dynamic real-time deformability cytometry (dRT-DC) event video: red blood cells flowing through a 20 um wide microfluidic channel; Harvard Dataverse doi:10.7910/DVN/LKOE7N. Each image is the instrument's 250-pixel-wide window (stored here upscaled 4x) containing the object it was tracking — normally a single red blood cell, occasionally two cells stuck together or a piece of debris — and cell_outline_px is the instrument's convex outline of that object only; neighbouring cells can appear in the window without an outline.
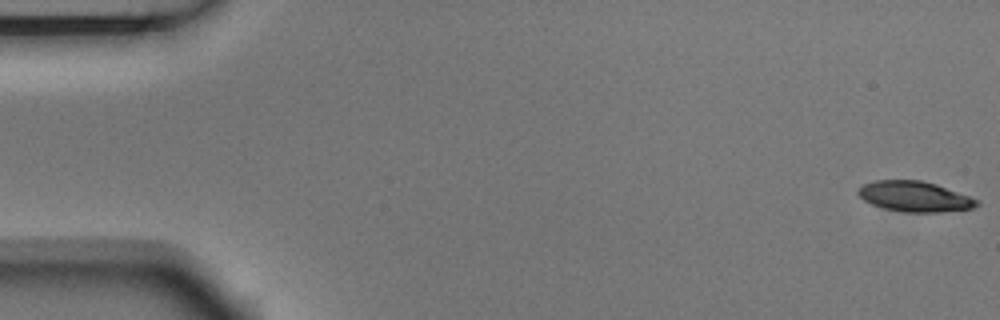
{"species": "Egyptian fruit bat (a non-hibernating species)", "species_latin": "Rousettus aegyptiacus", "temperature_condition": "room temperature", "stored_images_in_passage": 5, "camera_frame_rate_fps": 3000, "um_per_image_px": 0.085, "animal": {"sex": "male"}, "frame": {"image": 1, "passage_image": 1, "time_ms": 0.0, "image_size_px": [1000, 320], "cell_outline_px": [[980, 204], [972, 208], [940, 212], [904, 212], [884, 208], [872, 204], [864, 200], [856, 192], [864, 184], [876, 180], [920, 180], [936, 184], [980, 200]], "centroid_in_image_um": [77.76, 16.7], "position_along_channel_um": 7.2, "area_um2": 20.87}}
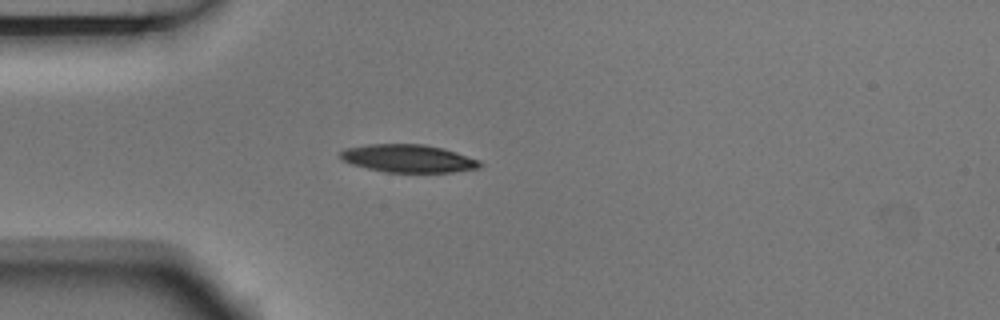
{"frame": {"image": 2, "passage_image": 5, "time_ms": 1.333, "image_size_px": [1000, 320], "cell_outline_px": [[484, 164], [480, 168], [452, 172], [384, 172], [352, 164], [344, 160], [340, 156], [340, 152], [344, 148], [368, 144], [424, 144], [444, 148], [480, 160]], "centroid_in_image_um": [34.74, 13.46], "position_along_channel_um": 50.3, "area_um2": 22.72}}